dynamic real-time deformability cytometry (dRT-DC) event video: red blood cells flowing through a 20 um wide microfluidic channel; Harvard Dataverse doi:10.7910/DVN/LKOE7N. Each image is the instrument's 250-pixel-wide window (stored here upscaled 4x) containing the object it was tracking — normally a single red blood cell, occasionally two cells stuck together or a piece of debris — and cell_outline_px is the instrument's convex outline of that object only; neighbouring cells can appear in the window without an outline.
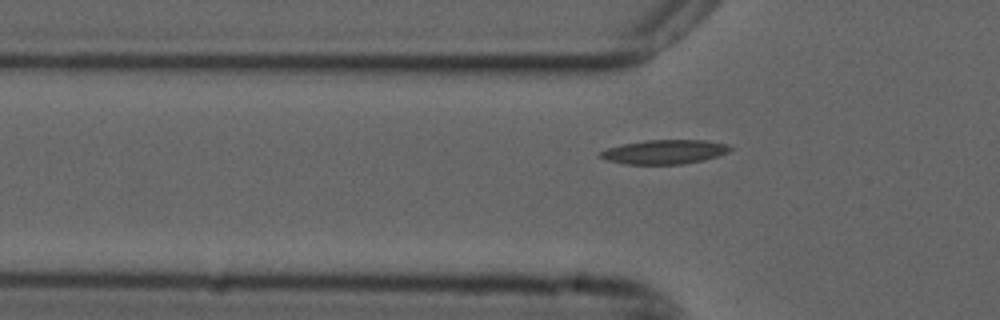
{"species": "common noctule bat (a hibernating species)", "species_latin": "Nyctalus noctula", "temperature_condition": "cold", "stored_images_in_passage": 31, "camera_frame_rate_fps": 3000, "um_per_image_px": 0.085, "animal": {"sex": "male", "forearm_length_mm": 52.5}, "frame": {"image": 1, "passage_image": 6, "time_ms": 1.667, "image_size_px": [1000, 320], "cell_outline_px": [[732, 148], [728, 152], [704, 160], [684, 164], [624, 164], [608, 160], [596, 156], [600, 152], [608, 148], [624, 144], [648, 140], [704, 140], [728, 144]], "centroid_in_image_um": [56.48, 12.91], "position_along_channel_um": 69.3, "area_um2": 18.21}}
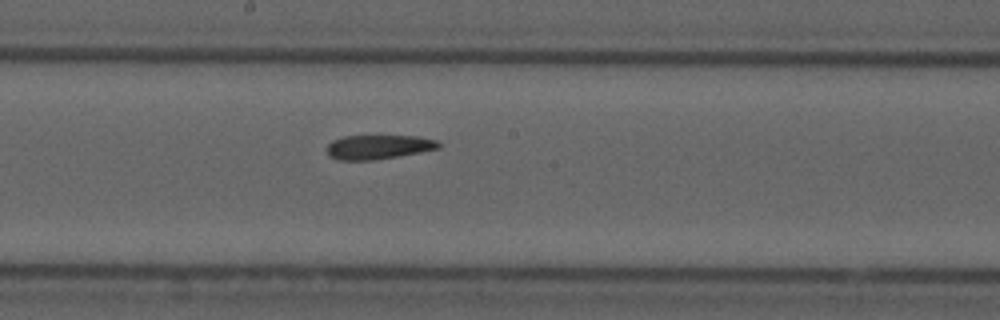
{"frame": {"image": 2, "passage_image": 18, "time_ms": 5.667, "image_size_px": [1000, 320], "cell_outline_px": [[440, 148], [420, 152], [372, 160], [336, 160], [328, 156], [328, 144], [332, 140], [344, 136], [416, 136], [440, 140]], "centroid_in_image_um": [32.17, 12.49], "position_along_channel_um": 216.0, "area_um2": 15.78}}
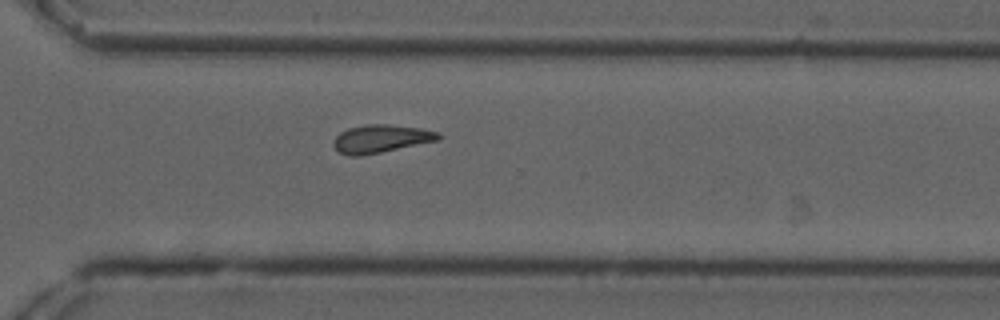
{"frame": {"image": 3, "passage_image": 28, "time_ms": 9.0, "image_size_px": [1000, 320], "cell_outline_px": [[444, 136], [440, 140], [360, 156], [348, 156], [340, 152], [332, 144], [332, 140], [340, 132], [348, 128], [368, 124], [388, 124], [420, 128], [440, 132]], "centroid_in_image_um": [32.4, 11.78], "position_along_channel_um": 338.2, "area_um2": 17.22}, "authors_computed_cell_mechanics": {"area_um2": 17.2244, "velocity_mm_per_s": 3.6729, "shape_relaxation_time_tau1_ms": null, "shape_relaxation_time_tau2_ms": 8.5623, "deformation_change_tau1": null, "deformation_change_tau2": 0.1782}}